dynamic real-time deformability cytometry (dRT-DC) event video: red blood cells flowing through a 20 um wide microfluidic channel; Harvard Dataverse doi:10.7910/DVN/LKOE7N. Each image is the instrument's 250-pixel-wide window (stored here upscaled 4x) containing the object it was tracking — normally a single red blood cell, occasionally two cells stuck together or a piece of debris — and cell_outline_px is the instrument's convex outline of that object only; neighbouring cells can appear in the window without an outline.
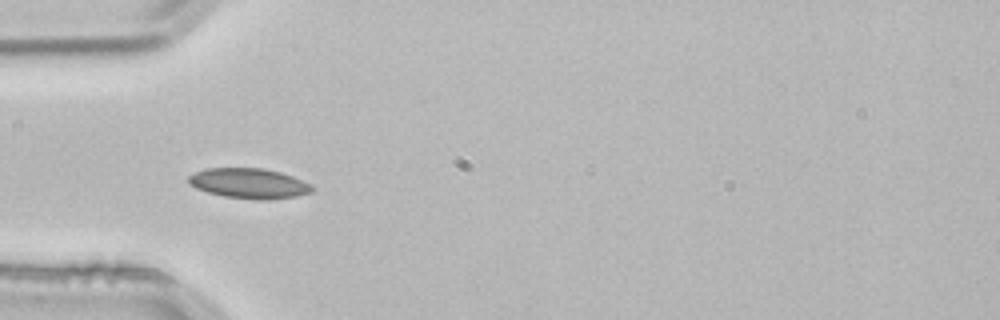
{"species": "common noctule bat (a hibernating species)", "species_latin": "Nyctalus noctula", "temperature_condition": "room temperature", "stored_images_in_passage": 38, "camera_frame_rate_fps": 3000, "um_per_image_px": 0.085, "animal": {"sex": "male", "body_mass_g": 21.5, "forearm_length_mm": 52.0}, "frame": {"image": 1, "passage_image": 1, "time_ms": 0.0, "image_size_px": [1000, 320], "cell_outline_px": [[316, 188], [312, 192], [296, 196], [268, 200], [256, 200], [224, 196], [208, 192], [196, 188], [188, 184], [188, 176], [204, 168], [264, 168], [280, 172], [292, 176], [312, 184]], "centroid_in_image_um": [21.19, 15.59], "position_along_channel_um": 63.8, "area_um2": 21.91}}
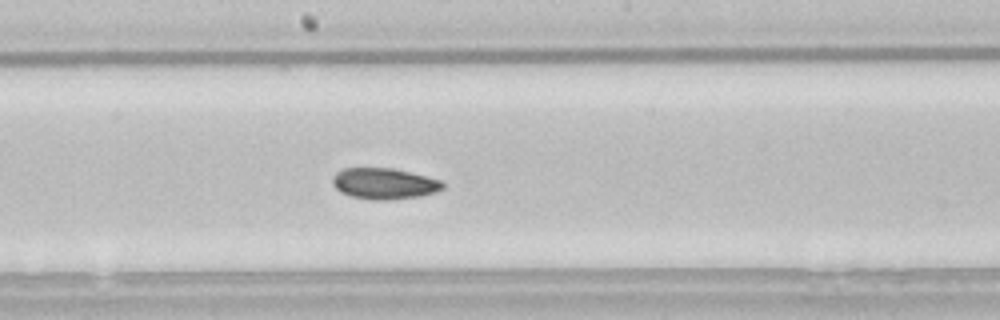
{"frame": {"image": 2, "passage_image": 13, "time_ms": 4.0, "image_size_px": [1000, 320], "cell_outline_px": [[444, 188], [436, 192], [420, 196], [388, 200], [372, 200], [352, 196], [340, 192], [332, 184], [332, 176], [336, 172], [344, 168], [392, 168], [440, 180], [444, 184]], "centroid_in_image_um": [32.62, 15.61], "position_along_channel_um": 215.6, "area_um2": 19.88}}
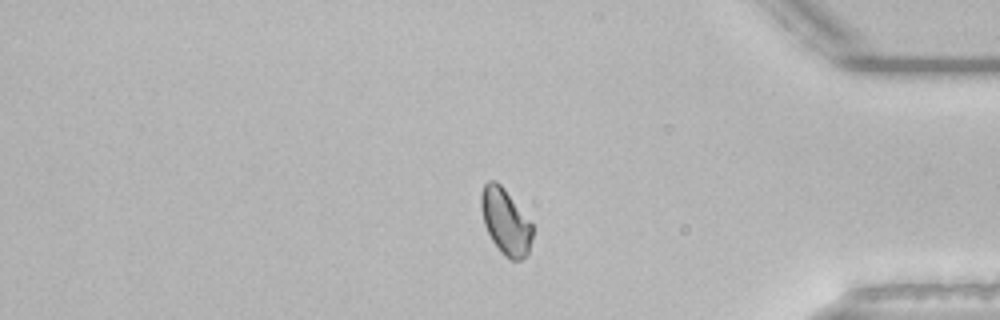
{"frame": {"image": 3, "passage_image": 29, "time_ms": 9.333, "image_size_px": [1000, 320], "cell_outline_px": [[532, 236], [528, 256], [520, 260], [512, 260], [504, 256], [500, 252], [492, 240], [484, 224], [480, 208], [480, 192], [484, 184], [488, 180], [496, 180], [504, 188], [532, 224]], "centroid_in_image_um": [42.95, 18.84], "position_along_channel_um": 392.3, "area_um2": 19.77}, "authors_computed_cell_mechanics": {"area_um2": 19.8254, "velocity_mm_per_s": 3.8077, "shape_relaxation_time_tau1_ms": 6.6733, "shape_relaxation_time_tau2_ms": 2.7794, "deformation_change_tau1": 0.1087, "deformation_change_tau2": 0.0685}}